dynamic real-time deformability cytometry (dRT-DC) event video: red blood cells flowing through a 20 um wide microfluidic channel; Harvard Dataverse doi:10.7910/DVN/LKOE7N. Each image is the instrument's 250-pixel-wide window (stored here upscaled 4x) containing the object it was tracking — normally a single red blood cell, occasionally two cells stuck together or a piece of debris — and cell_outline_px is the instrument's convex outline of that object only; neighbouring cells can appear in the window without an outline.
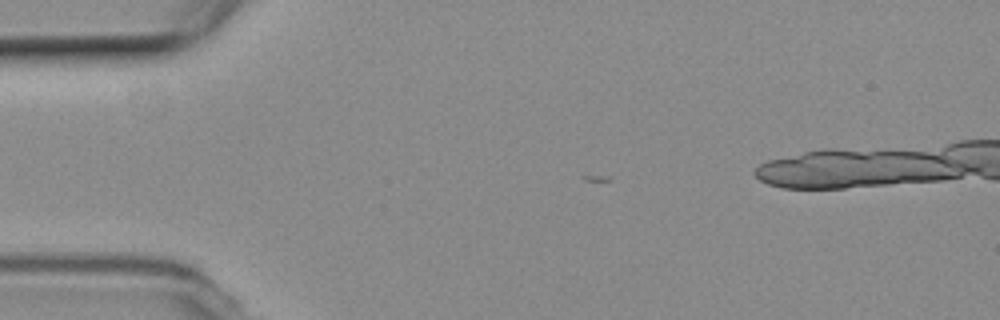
{"species": "common noctule bat (a hibernating species)", "species_latin": "Nyctalus noctula", "temperature_condition": "room temperature", "stored_images_in_passage": 1, "camera_frame_rate_fps": 3000, "um_per_image_px": 0.085, "animal": {"sex": "female", "body_mass_g": 19.3, "forearm_length_mm": 54.1}, "frame": {"image": 1, "passage_image": 1, "time_ms": 0.0, "image_size_px": [1000, 320], "cell_outline_px": [[952, 176], [828, 188], [800, 188], [920, 156], [932, 156], [940, 160]], "centroid_in_image_um": [75.8, 14.74], "position_along_channel_um": 9.2, "area_um2": 14.74}}